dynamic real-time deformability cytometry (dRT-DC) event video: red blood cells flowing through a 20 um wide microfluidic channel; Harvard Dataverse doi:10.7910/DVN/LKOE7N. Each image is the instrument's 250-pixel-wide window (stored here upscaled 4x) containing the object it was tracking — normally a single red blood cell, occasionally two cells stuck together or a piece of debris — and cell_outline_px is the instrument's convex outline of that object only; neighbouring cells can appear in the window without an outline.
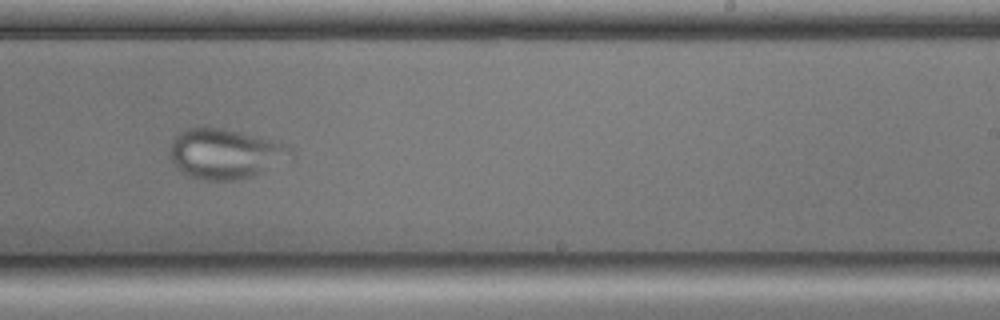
{"species": "common noctule bat (a hibernating species)", "species_latin": "Nyctalus noctula", "temperature_condition": "cold", "stored_images_in_passage": 55, "camera_frame_rate_fps": 3000, "um_per_image_px": 0.085, "animal": {"sex": "male", "body_mass_g": 17.9, "forearm_length_mm": 54.2}, "frame": {"image": 1, "passage_image": 33, "time_ms": 10.667, "image_size_px": [1000, 320], "cell_outline_px": [[292, 152], [252, 176], [236, 180], [200, 180], [188, 176], [176, 168], [168, 152], [172, 140], [184, 128], [220, 128], [272, 140], [288, 144], [292, 148]], "centroid_in_image_um": [19.0, 13.07], "position_along_channel_um": 270.0, "area_um2": 34.28}}